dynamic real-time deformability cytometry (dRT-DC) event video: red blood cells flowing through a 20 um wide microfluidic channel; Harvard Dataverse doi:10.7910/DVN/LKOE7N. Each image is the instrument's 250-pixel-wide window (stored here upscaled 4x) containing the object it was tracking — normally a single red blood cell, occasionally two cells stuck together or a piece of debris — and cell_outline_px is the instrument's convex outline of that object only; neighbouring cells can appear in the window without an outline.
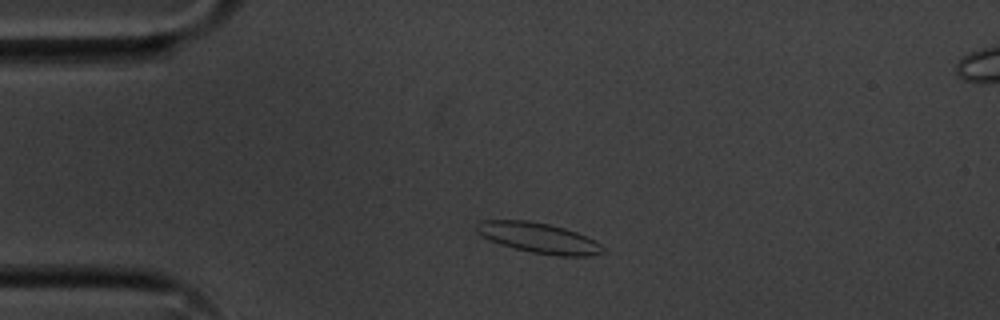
{"species": "common noctule bat (a hibernating species)", "species_latin": "Nyctalus noctula", "temperature_condition": "cold", "stored_images_in_passage": 50, "camera_frame_rate_fps": 3000, "um_per_image_px": 0.085, "animal": {"sex": "male", "body_mass_g": 20.1, "forearm_length_mm": 53.5}, "frame": {"image": 1, "passage_image": 7, "time_ms": 2.0, "image_size_px": [1000, 320], "cell_outline_px": [[600, 252], [576, 256], [536, 252], [516, 248], [492, 240], [484, 236], [480, 232], [488, 220], [520, 220], [544, 224], [560, 228], [584, 236], [592, 240], [596, 244]], "centroid_in_image_um": [45.77, 20.21], "position_along_channel_um": 39.2, "area_um2": 19.71}}
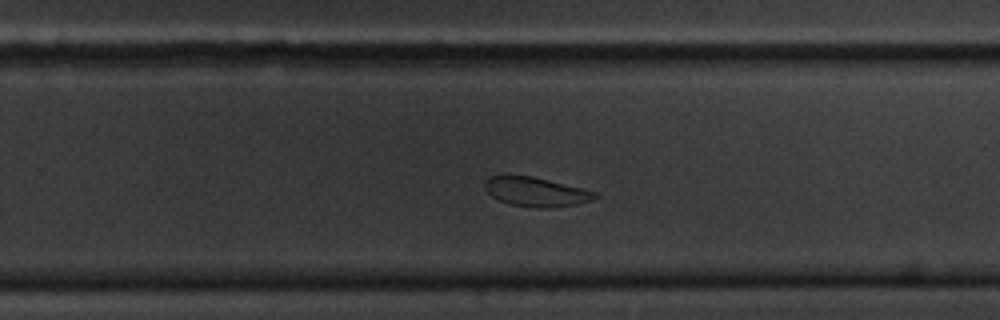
{"frame": {"image": 2, "passage_image": 30, "time_ms": 9.667, "image_size_px": [1000, 320], "cell_outline_px": [[596, 196], [588, 200], [568, 204], [512, 204], [500, 200], [492, 196], [488, 192], [488, 180], [492, 176], [528, 176], [596, 192]], "centroid_in_image_um": [45.49, 16.25], "position_along_channel_um": 284.3, "area_um2": 16.42}}
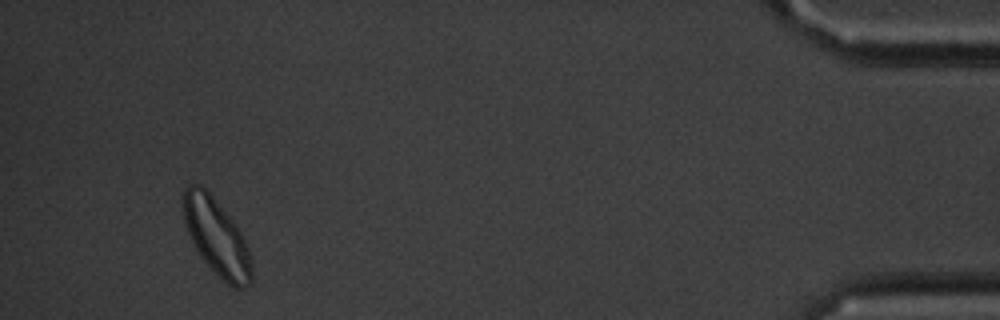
{"frame": {"image": 3, "passage_image": 47, "time_ms": 15.333, "image_size_px": [1000, 320], "cell_outline_px": [[248, 280], [236, 284], [232, 284], [224, 280], [212, 268], [196, 248], [192, 240], [184, 216], [184, 192], [188, 188], [204, 188], [208, 192], [236, 228], [244, 244], [248, 256]], "centroid_in_image_um": [18.32, 20.08], "position_along_channel_um": 416.9, "area_um2": 26.7}, "authors_computed_cell_mechanics": {"area_um2": 18.2648, "velocity_mm_per_s": 3.5629, "shape_relaxation_time_tau1_ms": null, "shape_relaxation_time_tau2_ms": 2.9797, "deformation_change_tau1": null, "deformation_change_tau2": 0.074}}